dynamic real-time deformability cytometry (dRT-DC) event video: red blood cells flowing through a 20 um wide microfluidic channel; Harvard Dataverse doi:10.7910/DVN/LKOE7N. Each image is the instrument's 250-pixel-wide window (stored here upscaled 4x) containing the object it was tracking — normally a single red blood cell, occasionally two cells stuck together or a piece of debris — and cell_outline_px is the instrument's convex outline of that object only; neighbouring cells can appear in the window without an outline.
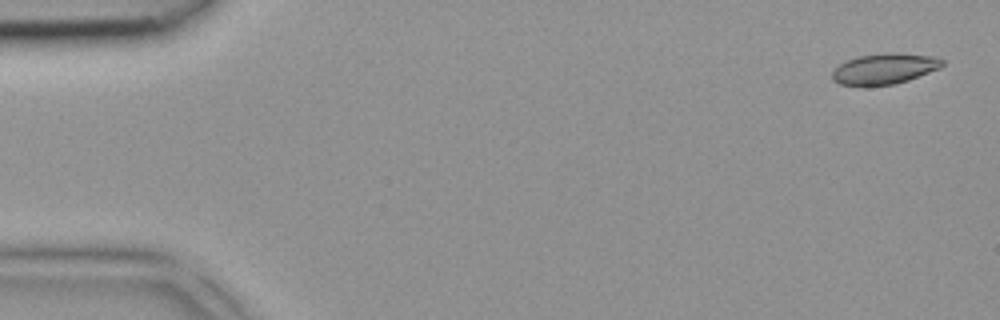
{"species": "common noctule bat (a hibernating species)", "species_latin": "Nyctalus noctula", "temperature_condition": "room temperature", "stored_images_in_passage": 4, "camera_frame_rate_fps": 3000, "um_per_image_px": 0.085, "animal": {"sex": "female", "body_mass_g": 18.4}, "frame": {"image": 1, "passage_image": 1, "time_ms": 0.0, "image_size_px": [1000, 320], "cell_outline_px": [[944, 64], [940, 68], [908, 80], [892, 84], [840, 84], [832, 80], [832, 72], [840, 64], [848, 60], [860, 56], [884, 52], [900, 52], [932, 56], [944, 60]], "centroid_in_image_um": [75.22, 5.81], "position_along_channel_um": 9.8, "area_um2": 19.36}}